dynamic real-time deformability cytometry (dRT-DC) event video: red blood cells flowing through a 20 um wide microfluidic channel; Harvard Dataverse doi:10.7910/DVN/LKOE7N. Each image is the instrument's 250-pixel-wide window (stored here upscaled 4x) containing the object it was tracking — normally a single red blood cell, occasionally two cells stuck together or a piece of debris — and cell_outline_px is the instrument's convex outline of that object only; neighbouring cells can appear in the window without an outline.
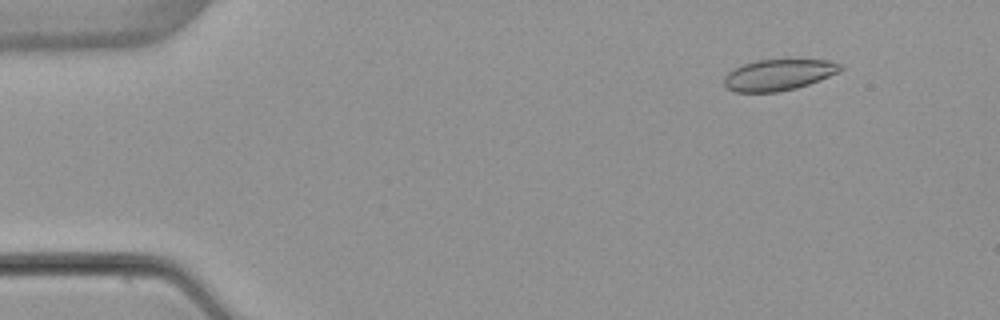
{"species": "common noctule bat (a hibernating species)", "species_latin": "Nyctalus noctula", "temperature_condition": "warm", "stored_images_in_passage": 4, "camera_frame_rate_fps": 3000, "um_per_image_px": 0.085, "animal": {"sex": "female", "body_mass_g": 22.7, "forearm_length_mm": 54.2}, "frame": {"image": 1, "passage_image": 2, "time_ms": 1.333, "image_size_px": [1000, 320], "cell_outline_px": [[844, 68], [840, 72], [820, 80], [796, 88], [776, 92], [736, 92], [728, 88], [724, 84], [724, 76], [732, 68], [756, 60], [828, 60], [844, 64]], "centroid_in_image_um": [66.2, 6.36], "position_along_channel_um": 18.8, "area_um2": 21.21}}